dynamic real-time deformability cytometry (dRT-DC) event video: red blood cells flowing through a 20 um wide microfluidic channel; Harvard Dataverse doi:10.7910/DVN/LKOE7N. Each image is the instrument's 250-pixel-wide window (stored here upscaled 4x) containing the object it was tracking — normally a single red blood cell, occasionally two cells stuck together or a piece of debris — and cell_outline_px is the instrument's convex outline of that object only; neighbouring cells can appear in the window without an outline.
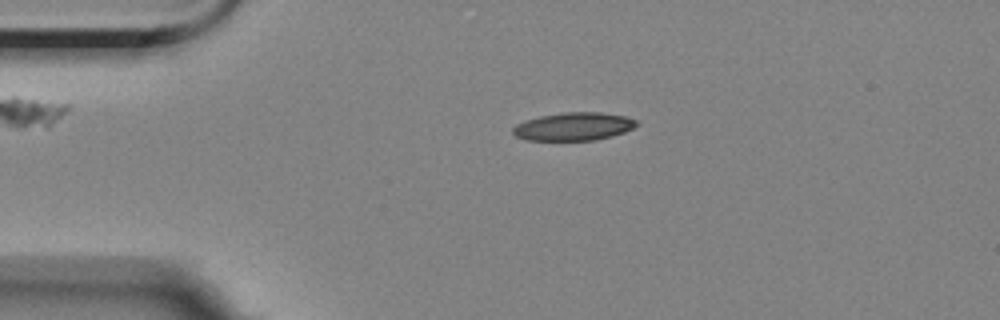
{"species": "Egyptian fruit bat (a non-hibernating species)", "species_latin": "Rousettus aegyptiacus", "temperature_condition": "room temperature", "stored_images_in_passage": 2, "camera_frame_rate_fps": 3000, "um_per_image_px": 0.085, "animal": {"sex": "female"}, "frame": {"image": 1, "passage_image": 1, "time_ms": 0.0, "image_size_px": [1000, 320], "cell_outline_px": [[640, 124], [624, 132], [612, 136], [596, 140], [528, 140], [516, 136], [512, 132], [512, 128], [516, 124], [540, 116], [564, 112], [600, 112], [624, 116], [636, 120]], "centroid_in_image_um": [48.78, 10.75], "position_along_channel_um": 36.2, "area_um2": 20.11}}